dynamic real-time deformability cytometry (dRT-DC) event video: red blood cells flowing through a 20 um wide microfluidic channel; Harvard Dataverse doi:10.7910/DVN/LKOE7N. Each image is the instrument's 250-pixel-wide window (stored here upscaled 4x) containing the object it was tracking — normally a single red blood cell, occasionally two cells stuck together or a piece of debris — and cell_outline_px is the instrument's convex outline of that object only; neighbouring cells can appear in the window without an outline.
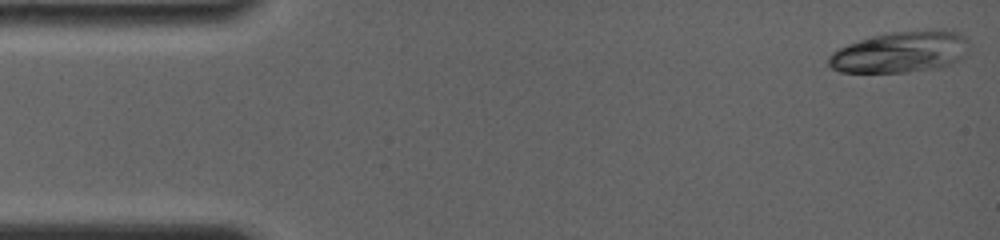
{"species": "common noctule bat (a hibernating species)", "species_latin": "Nyctalus noctula", "temperature_condition": "room temperature", "stored_images_in_passage": 6, "camera_frame_rate_fps": 4000, "um_per_image_px": 0.085, "animal": {"sex": "female", "body_mass_g": 19.0, "forearm_length_mm": 56.7}, "frame": {"image": 1, "passage_image": 1, "time_ms": 0.0, "image_size_px": [1000, 240], "cell_outline_px": [[968, 52], [960, 60], [940, 68], [904, 72], [840, 72], [832, 68], [828, 64], [828, 56], [832, 52], [848, 44], [860, 40], [892, 32], [940, 28], [952, 28], [960, 32], [968, 40]], "centroid_in_image_um": [76.63, 4.4], "position_along_channel_um": 8.4, "area_um2": 34.22}}